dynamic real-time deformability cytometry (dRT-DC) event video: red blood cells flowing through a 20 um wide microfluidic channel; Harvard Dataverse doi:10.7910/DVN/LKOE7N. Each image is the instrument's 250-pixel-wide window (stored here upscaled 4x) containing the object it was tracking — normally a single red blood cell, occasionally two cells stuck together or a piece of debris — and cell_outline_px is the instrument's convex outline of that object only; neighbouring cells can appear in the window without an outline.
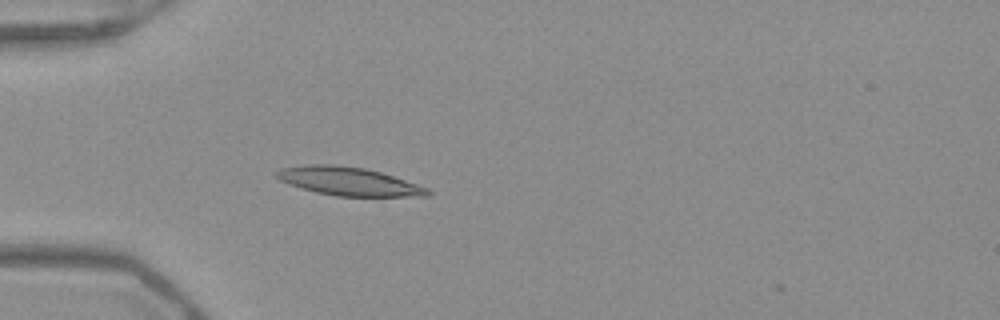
{"species": "Egyptian fruit bat (a non-hibernating species)", "species_latin": "Rousettus aegyptiacus", "temperature_condition": "warm", "stored_images_in_passage": 36, "camera_frame_rate_fps": 3000, "um_per_image_px": 0.085, "frame": {"image": 1, "passage_image": 1, "time_ms": 0.0, "image_size_px": [1000, 320], "cell_outline_px": [[432, 192], [428, 196], [336, 196], [316, 192], [300, 188], [288, 184], [280, 180], [276, 176], [276, 172], [280, 168], [304, 164], [332, 164], [364, 168], [380, 172], [428, 188]], "centroid_in_image_um": [29.59, 15.41], "position_along_channel_um": 55.4, "area_um2": 24.85}}
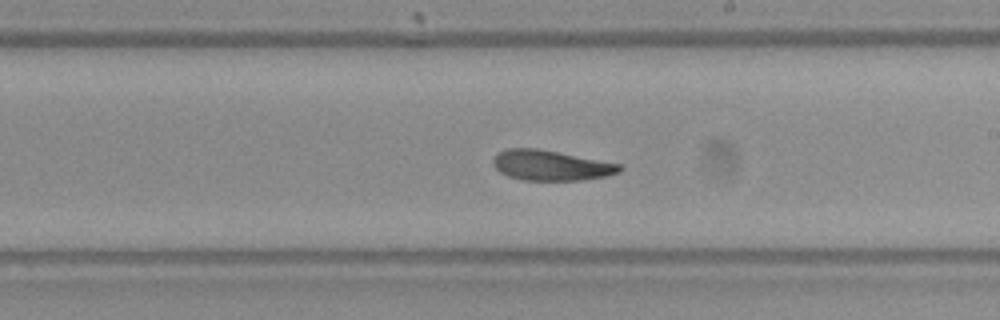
{"frame": {"image": 2, "passage_image": 16, "time_ms": 5.0, "image_size_px": [1000, 320], "cell_outline_px": [[624, 168], [620, 172], [608, 176], [580, 180], [524, 180], [508, 176], [500, 172], [492, 164], [492, 160], [496, 152], [508, 148], [536, 148], [624, 164]], "centroid_in_image_um": [46.85, 14.05], "position_along_channel_um": 242.1, "area_um2": 22.54}}
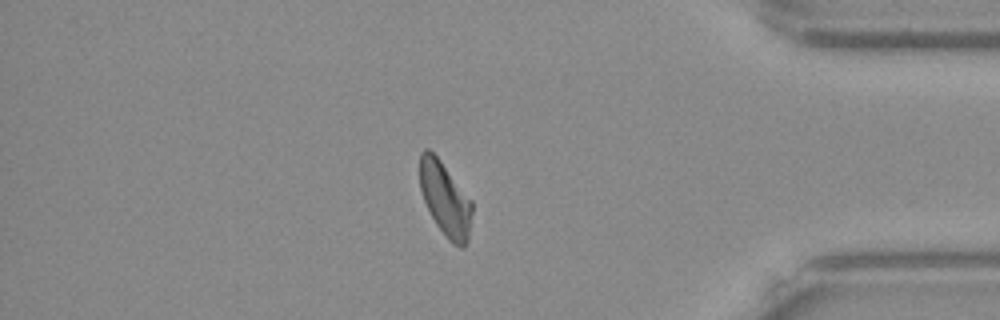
{"frame": {"image": 3, "passage_image": 30, "time_ms": 9.667, "image_size_px": [1000, 320], "cell_outline_px": [[472, 212], [468, 240], [464, 248], [460, 248], [452, 244], [448, 240], [436, 224], [424, 200], [420, 188], [420, 152], [424, 148], [428, 148], [440, 160], [472, 200]], "centroid_in_image_um": [37.85, 16.94], "position_along_channel_um": 397.3, "area_um2": 22.48}}